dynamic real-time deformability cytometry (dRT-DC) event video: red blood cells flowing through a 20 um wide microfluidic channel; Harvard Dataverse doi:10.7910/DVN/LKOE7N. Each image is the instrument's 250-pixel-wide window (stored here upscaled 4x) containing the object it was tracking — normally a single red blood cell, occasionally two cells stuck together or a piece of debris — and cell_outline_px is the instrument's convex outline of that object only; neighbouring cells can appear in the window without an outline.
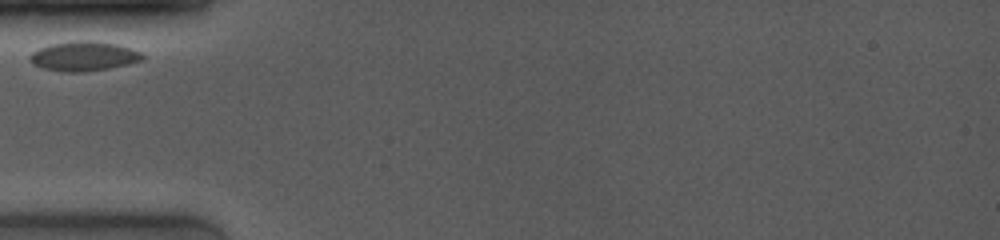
{"species": "common noctule bat (a hibernating species)", "species_latin": "Nyctalus noctula", "temperature_condition": "room temperature", "stored_images_in_passage": 15, "camera_frame_rate_fps": 4000, "um_per_image_px": 0.085, "animal": {"sex": "female", "body_mass_g": 19.0, "forearm_length_mm": 53.3}, "frame": {"image": 1, "passage_image": 1, "time_ms": 0.0, "image_size_px": [1000, 240], "cell_outline_px": [[144, 60], [128, 64], [108, 68], [84, 72], [64, 72], [44, 68], [32, 64], [28, 60], [28, 56], [32, 52], [48, 44], [76, 40], [92, 40], [116, 44], [140, 52], [144, 56]], "centroid_in_image_um": [7.08, 4.77], "position_along_channel_um": 77.9, "area_um2": 19.48}}